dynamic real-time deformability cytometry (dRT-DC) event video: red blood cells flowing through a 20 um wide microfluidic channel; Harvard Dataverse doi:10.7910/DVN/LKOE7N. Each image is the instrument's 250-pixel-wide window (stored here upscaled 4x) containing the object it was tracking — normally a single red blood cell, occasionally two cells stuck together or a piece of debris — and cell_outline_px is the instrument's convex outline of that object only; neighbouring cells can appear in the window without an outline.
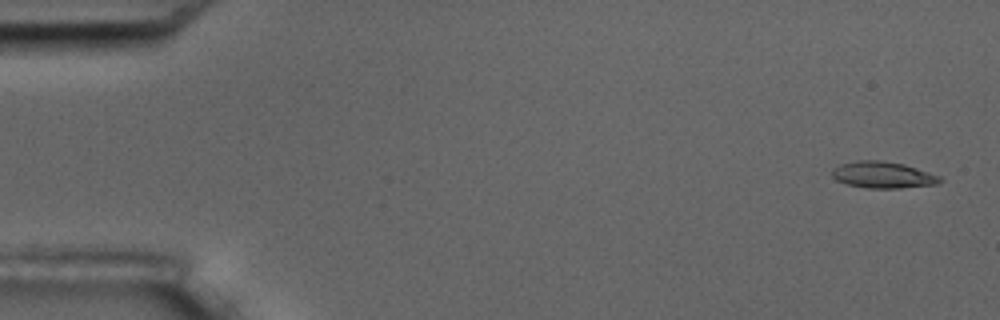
{"species": "common noctule bat (a hibernating species)", "species_latin": "Nyctalus noctula", "temperature_condition": "room temperature", "stored_images_in_passage": 7, "camera_frame_rate_fps": 3000, "um_per_image_px": 0.085, "animal": {"sex": "male", "body_mass_g": 17.5, "forearm_length_mm": 52.3}, "frame": {"image": 1, "passage_image": 1, "time_ms": 0.0, "image_size_px": [1000, 320], "cell_outline_px": [[944, 180], [936, 184], [900, 188], [868, 188], [848, 184], [836, 180], [832, 176], [832, 168], [840, 164], [856, 160], [880, 160], [904, 164], [940, 176]], "centroid_in_image_um": [75.03, 14.86], "position_along_channel_um": 10.0, "area_um2": 16.65}}
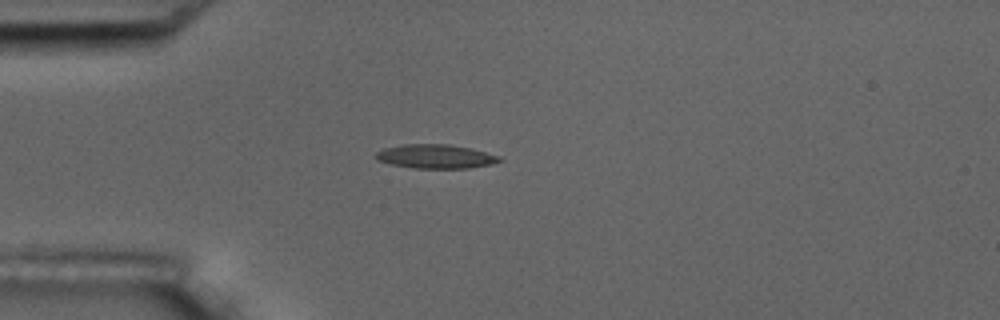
{"frame": {"image": 2, "passage_image": 4, "time_ms": 4.333, "image_size_px": [1000, 320], "cell_outline_px": [[504, 160], [492, 164], [468, 168], [412, 168], [392, 164], [376, 160], [372, 156], [376, 152], [384, 148], [404, 144], [448, 144], [468, 148], [500, 156]], "centroid_in_image_um": [36.99, 13.3], "position_along_channel_um": 48.0, "area_um2": 17.28}}